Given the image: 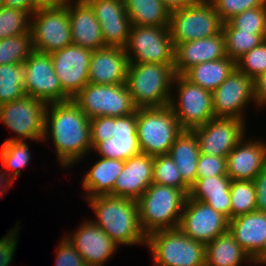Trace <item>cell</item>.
Returning a JSON list of instances; mask_svg holds the SVG:
<instances>
[{"label":"cell","mask_w":266,"mask_h":266,"mask_svg":"<svg viewBox=\"0 0 266 266\" xmlns=\"http://www.w3.org/2000/svg\"><path fill=\"white\" fill-rule=\"evenodd\" d=\"M231 219L256 211V187L252 180H232L230 184Z\"/></svg>","instance_id":"d590c367"},{"label":"cell","mask_w":266,"mask_h":266,"mask_svg":"<svg viewBox=\"0 0 266 266\" xmlns=\"http://www.w3.org/2000/svg\"><path fill=\"white\" fill-rule=\"evenodd\" d=\"M4 6L21 9L31 16L38 10V0H4Z\"/></svg>","instance_id":"681fc988"},{"label":"cell","mask_w":266,"mask_h":266,"mask_svg":"<svg viewBox=\"0 0 266 266\" xmlns=\"http://www.w3.org/2000/svg\"><path fill=\"white\" fill-rule=\"evenodd\" d=\"M25 64L0 65V105L26 95Z\"/></svg>","instance_id":"e575fe53"},{"label":"cell","mask_w":266,"mask_h":266,"mask_svg":"<svg viewBox=\"0 0 266 266\" xmlns=\"http://www.w3.org/2000/svg\"><path fill=\"white\" fill-rule=\"evenodd\" d=\"M64 235L75 246L87 266H105L120 248L91 219H86L75 231Z\"/></svg>","instance_id":"ac0fdd59"},{"label":"cell","mask_w":266,"mask_h":266,"mask_svg":"<svg viewBox=\"0 0 266 266\" xmlns=\"http://www.w3.org/2000/svg\"><path fill=\"white\" fill-rule=\"evenodd\" d=\"M182 131L174 111L169 106L137 109L138 142L143 154H168Z\"/></svg>","instance_id":"8992f818"},{"label":"cell","mask_w":266,"mask_h":266,"mask_svg":"<svg viewBox=\"0 0 266 266\" xmlns=\"http://www.w3.org/2000/svg\"><path fill=\"white\" fill-rule=\"evenodd\" d=\"M215 117L238 118L247 121L246 110L256 106L254 81L235 69L231 75L212 92ZM252 103V104H251ZM250 105V106H248ZM245 113V114H244Z\"/></svg>","instance_id":"5bb4252c"},{"label":"cell","mask_w":266,"mask_h":266,"mask_svg":"<svg viewBox=\"0 0 266 266\" xmlns=\"http://www.w3.org/2000/svg\"><path fill=\"white\" fill-rule=\"evenodd\" d=\"M92 50L69 45L50 54L54 72L63 91L72 99L89 83V65Z\"/></svg>","instance_id":"e0dca14e"},{"label":"cell","mask_w":266,"mask_h":266,"mask_svg":"<svg viewBox=\"0 0 266 266\" xmlns=\"http://www.w3.org/2000/svg\"><path fill=\"white\" fill-rule=\"evenodd\" d=\"M171 91L169 107L183 130H193L215 118L212 92L191 83L182 74L175 75Z\"/></svg>","instance_id":"52a82bcc"},{"label":"cell","mask_w":266,"mask_h":266,"mask_svg":"<svg viewBox=\"0 0 266 266\" xmlns=\"http://www.w3.org/2000/svg\"><path fill=\"white\" fill-rule=\"evenodd\" d=\"M128 57L122 47L94 50L89 65V83L119 85L126 82Z\"/></svg>","instance_id":"cb8c5ba5"},{"label":"cell","mask_w":266,"mask_h":266,"mask_svg":"<svg viewBox=\"0 0 266 266\" xmlns=\"http://www.w3.org/2000/svg\"><path fill=\"white\" fill-rule=\"evenodd\" d=\"M222 32L225 37L226 56L235 62L266 40V34L240 31L231 27L227 22L222 23Z\"/></svg>","instance_id":"d6a6232c"},{"label":"cell","mask_w":266,"mask_h":266,"mask_svg":"<svg viewBox=\"0 0 266 266\" xmlns=\"http://www.w3.org/2000/svg\"><path fill=\"white\" fill-rule=\"evenodd\" d=\"M21 222L16 223L14 228L9 229L7 233L0 238V266H11L14 261L15 252L18 246V236Z\"/></svg>","instance_id":"f6af8a7d"},{"label":"cell","mask_w":266,"mask_h":266,"mask_svg":"<svg viewBox=\"0 0 266 266\" xmlns=\"http://www.w3.org/2000/svg\"><path fill=\"white\" fill-rule=\"evenodd\" d=\"M24 64L26 95L41 99L47 104L71 100L63 91L61 82L54 72L50 54L33 50Z\"/></svg>","instance_id":"4fadbf2b"},{"label":"cell","mask_w":266,"mask_h":266,"mask_svg":"<svg viewBox=\"0 0 266 266\" xmlns=\"http://www.w3.org/2000/svg\"><path fill=\"white\" fill-rule=\"evenodd\" d=\"M72 100L89 119L102 116L123 117L137 111L126 84L85 85Z\"/></svg>","instance_id":"30bf717a"},{"label":"cell","mask_w":266,"mask_h":266,"mask_svg":"<svg viewBox=\"0 0 266 266\" xmlns=\"http://www.w3.org/2000/svg\"><path fill=\"white\" fill-rule=\"evenodd\" d=\"M47 103L25 95L0 105V121L14 136L4 142L30 140L41 143L45 132Z\"/></svg>","instance_id":"ba28073f"},{"label":"cell","mask_w":266,"mask_h":266,"mask_svg":"<svg viewBox=\"0 0 266 266\" xmlns=\"http://www.w3.org/2000/svg\"><path fill=\"white\" fill-rule=\"evenodd\" d=\"M253 181L256 187V210L266 213V167Z\"/></svg>","instance_id":"7dc6e473"},{"label":"cell","mask_w":266,"mask_h":266,"mask_svg":"<svg viewBox=\"0 0 266 266\" xmlns=\"http://www.w3.org/2000/svg\"><path fill=\"white\" fill-rule=\"evenodd\" d=\"M124 49L129 63L174 64L169 27L132 25Z\"/></svg>","instance_id":"7c38bea8"},{"label":"cell","mask_w":266,"mask_h":266,"mask_svg":"<svg viewBox=\"0 0 266 266\" xmlns=\"http://www.w3.org/2000/svg\"><path fill=\"white\" fill-rule=\"evenodd\" d=\"M170 157L176 164L183 180L191 187L196 182L200 156L197 136L193 130H183L170 147Z\"/></svg>","instance_id":"f1b7e54d"},{"label":"cell","mask_w":266,"mask_h":266,"mask_svg":"<svg viewBox=\"0 0 266 266\" xmlns=\"http://www.w3.org/2000/svg\"><path fill=\"white\" fill-rule=\"evenodd\" d=\"M0 169V198L7 195L9 188L14 184V181L7 175L3 166Z\"/></svg>","instance_id":"f907efd6"},{"label":"cell","mask_w":266,"mask_h":266,"mask_svg":"<svg viewBox=\"0 0 266 266\" xmlns=\"http://www.w3.org/2000/svg\"><path fill=\"white\" fill-rule=\"evenodd\" d=\"M170 11L196 3L198 0H161Z\"/></svg>","instance_id":"816d5d0a"},{"label":"cell","mask_w":266,"mask_h":266,"mask_svg":"<svg viewBox=\"0 0 266 266\" xmlns=\"http://www.w3.org/2000/svg\"><path fill=\"white\" fill-rule=\"evenodd\" d=\"M97 157L125 161L141 154L137 134V111L123 116L113 117V137L97 143L92 152Z\"/></svg>","instance_id":"44dd1931"},{"label":"cell","mask_w":266,"mask_h":266,"mask_svg":"<svg viewBox=\"0 0 266 266\" xmlns=\"http://www.w3.org/2000/svg\"><path fill=\"white\" fill-rule=\"evenodd\" d=\"M227 23L240 31L266 34V4L253 9L245 10L233 16Z\"/></svg>","instance_id":"ab89813d"},{"label":"cell","mask_w":266,"mask_h":266,"mask_svg":"<svg viewBox=\"0 0 266 266\" xmlns=\"http://www.w3.org/2000/svg\"><path fill=\"white\" fill-rule=\"evenodd\" d=\"M231 179L227 175L196 178L191 186L189 197L201 201L212 207L215 211L231 219Z\"/></svg>","instance_id":"4316f807"},{"label":"cell","mask_w":266,"mask_h":266,"mask_svg":"<svg viewBox=\"0 0 266 266\" xmlns=\"http://www.w3.org/2000/svg\"><path fill=\"white\" fill-rule=\"evenodd\" d=\"M222 175H227L226 157L200 154L197 164L196 178Z\"/></svg>","instance_id":"7bdbcfd3"},{"label":"cell","mask_w":266,"mask_h":266,"mask_svg":"<svg viewBox=\"0 0 266 266\" xmlns=\"http://www.w3.org/2000/svg\"><path fill=\"white\" fill-rule=\"evenodd\" d=\"M31 16L21 9L0 8V40L30 31Z\"/></svg>","instance_id":"f35d334b"},{"label":"cell","mask_w":266,"mask_h":266,"mask_svg":"<svg viewBox=\"0 0 266 266\" xmlns=\"http://www.w3.org/2000/svg\"><path fill=\"white\" fill-rule=\"evenodd\" d=\"M228 231L256 261L266 250V213L253 211L228 220Z\"/></svg>","instance_id":"484cf974"},{"label":"cell","mask_w":266,"mask_h":266,"mask_svg":"<svg viewBox=\"0 0 266 266\" xmlns=\"http://www.w3.org/2000/svg\"><path fill=\"white\" fill-rule=\"evenodd\" d=\"M226 57L225 37L219 34L174 45V72L183 74L190 67Z\"/></svg>","instance_id":"603a6c76"},{"label":"cell","mask_w":266,"mask_h":266,"mask_svg":"<svg viewBox=\"0 0 266 266\" xmlns=\"http://www.w3.org/2000/svg\"><path fill=\"white\" fill-rule=\"evenodd\" d=\"M4 6V0H0V8Z\"/></svg>","instance_id":"11a10c76"},{"label":"cell","mask_w":266,"mask_h":266,"mask_svg":"<svg viewBox=\"0 0 266 266\" xmlns=\"http://www.w3.org/2000/svg\"><path fill=\"white\" fill-rule=\"evenodd\" d=\"M98 20L105 46H126L131 21L125 10L124 0H85Z\"/></svg>","instance_id":"d6986e66"},{"label":"cell","mask_w":266,"mask_h":266,"mask_svg":"<svg viewBox=\"0 0 266 266\" xmlns=\"http://www.w3.org/2000/svg\"><path fill=\"white\" fill-rule=\"evenodd\" d=\"M154 266H206V245L184 235L177 227L147 235Z\"/></svg>","instance_id":"5b68a950"},{"label":"cell","mask_w":266,"mask_h":266,"mask_svg":"<svg viewBox=\"0 0 266 266\" xmlns=\"http://www.w3.org/2000/svg\"><path fill=\"white\" fill-rule=\"evenodd\" d=\"M256 265H265L266 266V250L261 254V256L255 261Z\"/></svg>","instance_id":"db71d44e"},{"label":"cell","mask_w":266,"mask_h":266,"mask_svg":"<svg viewBox=\"0 0 266 266\" xmlns=\"http://www.w3.org/2000/svg\"><path fill=\"white\" fill-rule=\"evenodd\" d=\"M153 183L181 189L187 196L191 187L183 180L181 173L169 154L154 156Z\"/></svg>","instance_id":"74e56055"},{"label":"cell","mask_w":266,"mask_h":266,"mask_svg":"<svg viewBox=\"0 0 266 266\" xmlns=\"http://www.w3.org/2000/svg\"><path fill=\"white\" fill-rule=\"evenodd\" d=\"M92 148L99 142L113 137V117L102 116L90 119Z\"/></svg>","instance_id":"bcb514c9"},{"label":"cell","mask_w":266,"mask_h":266,"mask_svg":"<svg viewBox=\"0 0 266 266\" xmlns=\"http://www.w3.org/2000/svg\"><path fill=\"white\" fill-rule=\"evenodd\" d=\"M236 69V62L228 56L203 62L187 69L182 75L191 83L213 92Z\"/></svg>","instance_id":"4dcf8cb0"},{"label":"cell","mask_w":266,"mask_h":266,"mask_svg":"<svg viewBox=\"0 0 266 266\" xmlns=\"http://www.w3.org/2000/svg\"><path fill=\"white\" fill-rule=\"evenodd\" d=\"M67 9L73 45L92 51L106 47L100 24L93 9L85 0H70Z\"/></svg>","instance_id":"d4e9b609"},{"label":"cell","mask_w":266,"mask_h":266,"mask_svg":"<svg viewBox=\"0 0 266 266\" xmlns=\"http://www.w3.org/2000/svg\"><path fill=\"white\" fill-rule=\"evenodd\" d=\"M91 167V168H90ZM124 161L98 157V160L89 166L88 171L82 176L84 198L100 195H112L115 180L123 171Z\"/></svg>","instance_id":"83f0119b"},{"label":"cell","mask_w":266,"mask_h":266,"mask_svg":"<svg viewBox=\"0 0 266 266\" xmlns=\"http://www.w3.org/2000/svg\"><path fill=\"white\" fill-rule=\"evenodd\" d=\"M154 156L139 154L124 161L123 171L115 180L113 196L138 200L153 183Z\"/></svg>","instance_id":"7402d4cb"},{"label":"cell","mask_w":266,"mask_h":266,"mask_svg":"<svg viewBox=\"0 0 266 266\" xmlns=\"http://www.w3.org/2000/svg\"><path fill=\"white\" fill-rule=\"evenodd\" d=\"M95 218L91 220L119 246L146 245V234L139 222L136 200L100 195L85 199Z\"/></svg>","instance_id":"7a4b0ae2"},{"label":"cell","mask_w":266,"mask_h":266,"mask_svg":"<svg viewBox=\"0 0 266 266\" xmlns=\"http://www.w3.org/2000/svg\"><path fill=\"white\" fill-rule=\"evenodd\" d=\"M222 22H227L233 16L266 4V0H209Z\"/></svg>","instance_id":"b9f144b4"},{"label":"cell","mask_w":266,"mask_h":266,"mask_svg":"<svg viewBox=\"0 0 266 266\" xmlns=\"http://www.w3.org/2000/svg\"><path fill=\"white\" fill-rule=\"evenodd\" d=\"M178 228L189 238L207 245L228 231V219L206 203L187 196Z\"/></svg>","instance_id":"9a60e30c"},{"label":"cell","mask_w":266,"mask_h":266,"mask_svg":"<svg viewBox=\"0 0 266 266\" xmlns=\"http://www.w3.org/2000/svg\"><path fill=\"white\" fill-rule=\"evenodd\" d=\"M56 250L55 266H87L85 260L66 236L61 237Z\"/></svg>","instance_id":"ee69618b"},{"label":"cell","mask_w":266,"mask_h":266,"mask_svg":"<svg viewBox=\"0 0 266 266\" xmlns=\"http://www.w3.org/2000/svg\"><path fill=\"white\" fill-rule=\"evenodd\" d=\"M236 69L253 81L266 72V40L236 61Z\"/></svg>","instance_id":"60d3db41"},{"label":"cell","mask_w":266,"mask_h":266,"mask_svg":"<svg viewBox=\"0 0 266 266\" xmlns=\"http://www.w3.org/2000/svg\"><path fill=\"white\" fill-rule=\"evenodd\" d=\"M186 198L176 187L150 184L137 200L139 222L146 236L154 231L177 228Z\"/></svg>","instance_id":"277c9868"},{"label":"cell","mask_w":266,"mask_h":266,"mask_svg":"<svg viewBox=\"0 0 266 266\" xmlns=\"http://www.w3.org/2000/svg\"><path fill=\"white\" fill-rule=\"evenodd\" d=\"M33 50L52 54L72 45L69 10L60 7H42L30 19Z\"/></svg>","instance_id":"8fae6325"},{"label":"cell","mask_w":266,"mask_h":266,"mask_svg":"<svg viewBox=\"0 0 266 266\" xmlns=\"http://www.w3.org/2000/svg\"><path fill=\"white\" fill-rule=\"evenodd\" d=\"M260 140V141H259ZM227 176L231 180H254L266 167V141L245 137L229 152Z\"/></svg>","instance_id":"ffe728a7"},{"label":"cell","mask_w":266,"mask_h":266,"mask_svg":"<svg viewBox=\"0 0 266 266\" xmlns=\"http://www.w3.org/2000/svg\"><path fill=\"white\" fill-rule=\"evenodd\" d=\"M246 121L238 118L215 117L195 132L201 154L227 157L229 152L245 137Z\"/></svg>","instance_id":"2e32d148"},{"label":"cell","mask_w":266,"mask_h":266,"mask_svg":"<svg viewBox=\"0 0 266 266\" xmlns=\"http://www.w3.org/2000/svg\"><path fill=\"white\" fill-rule=\"evenodd\" d=\"M48 139L53 142L58 165L65 170L92 152L90 119L72 99L47 104L42 142Z\"/></svg>","instance_id":"6da1fadb"},{"label":"cell","mask_w":266,"mask_h":266,"mask_svg":"<svg viewBox=\"0 0 266 266\" xmlns=\"http://www.w3.org/2000/svg\"><path fill=\"white\" fill-rule=\"evenodd\" d=\"M255 261L227 231L206 245V266H242Z\"/></svg>","instance_id":"f546056e"},{"label":"cell","mask_w":266,"mask_h":266,"mask_svg":"<svg viewBox=\"0 0 266 266\" xmlns=\"http://www.w3.org/2000/svg\"><path fill=\"white\" fill-rule=\"evenodd\" d=\"M70 0H38V9L42 7L65 6Z\"/></svg>","instance_id":"f5cc1de1"},{"label":"cell","mask_w":266,"mask_h":266,"mask_svg":"<svg viewBox=\"0 0 266 266\" xmlns=\"http://www.w3.org/2000/svg\"><path fill=\"white\" fill-rule=\"evenodd\" d=\"M175 75L173 64L129 63L125 84L137 108L165 107Z\"/></svg>","instance_id":"3957f363"},{"label":"cell","mask_w":266,"mask_h":266,"mask_svg":"<svg viewBox=\"0 0 266 266\" xmlns=\"http://www.w3.org/2000/svg\"><path fill=\"white\" fill-rule=\"evenodd\" d=\"M222 21L209 0L171 11L169 32L173 45L208 38L222 31Z\"/></svg>","instance_id":"9c48e42d"},{"label":"cell","mask_w":266,"mask_h":266,"mask_svg":"<svg viewBox=\"0 0 266 266\" xmlns=\"http://www.w3.org/2000/svg\"><path fill=\"white\" fill-rule=\"evenodd\" d=\"M254 98L256 108L266 107V72L254 80Z\"/></svg>","instance_id":"c3c4849f"},{"label":"cell","mask_w":266,"mask_h":266,"mask_svg":"<svg viewBox=\"0 0 266 266\" xmlns=\"http://www.w3.org/2000/svg\"><path fill=\"white\" fill-rule=\"evenodd\" d=\"M29 141L3 142L0 148V161L7 175L15 182L23 168L31 163Z\"/></svg>","instance_id":"836d02e7"},{"label":"cell","mask_w":266,"mask_h":266,"mask_svg":"<svg viewBox=\"0 0 266 266\" xmlns=\"http://www.w3.org/2000/svg\"><path fill=\"white\" fill-rule=\"evenodd\" d=\"M33 51L31 32L0 40V65L23 64Z\"/></svg>","instance_id":"8d00e7d4"},{"label":"cell","mask_w":266,"mask_h":266,"mask_svg":"<svg viewBox=\"0 0 266 266\" xmlns=\"http://www.w3.org/2000/svg\"><path fill=\"white\" fill-rule=\"evenodd\" d=\"M131 25L169 27L170 9L161 0H124Z\"/></svg>","instance_id":"1f68e13d"}]
</instances>
